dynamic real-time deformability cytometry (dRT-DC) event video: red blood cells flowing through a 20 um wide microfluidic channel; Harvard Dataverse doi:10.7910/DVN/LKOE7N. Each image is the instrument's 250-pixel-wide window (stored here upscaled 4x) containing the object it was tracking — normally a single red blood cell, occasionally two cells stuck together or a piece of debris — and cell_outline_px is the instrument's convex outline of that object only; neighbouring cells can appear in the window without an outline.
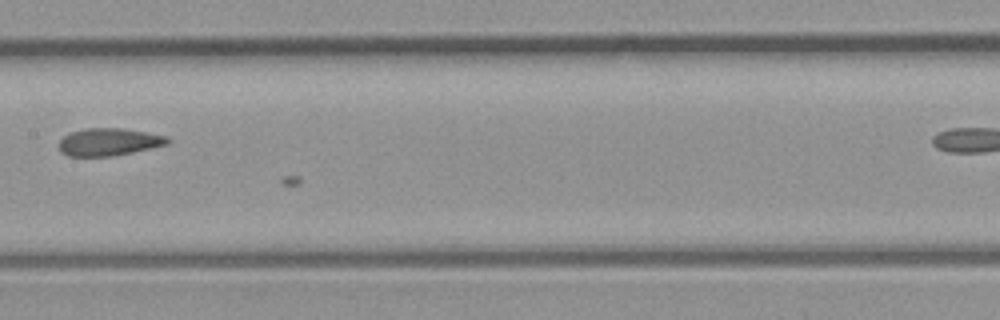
{"species": "common noctule bat (a hibernating species)", "species_latin": "Nyctalus noctula", "temperature_condition": "room temperature", "stored_images_in_passage": 36, "camera_frame_rate_fps": 3000, "um_per_image_px": 0.085, "animal": {"sex": "male", "body_mass_g": 23.1, "forearm_length_mm": 52.7}, "frame": {"image": 1, "passage_image": 14, "time_ms": 4.333, "image_size_px": [1000, 320], "cell_outline_px": [[172, 140], [168, 144], [132, 152], [112, 156], [68, 156], [60, 152], [60, 140], [64, 136], [72, 132], [84, 128], [120, 128], [144, 132], [164, 136]], "centroid_in_image_um": [9.23, 12.07], "position_along_channel_um": 198.2, "area_um2": 17.17}}
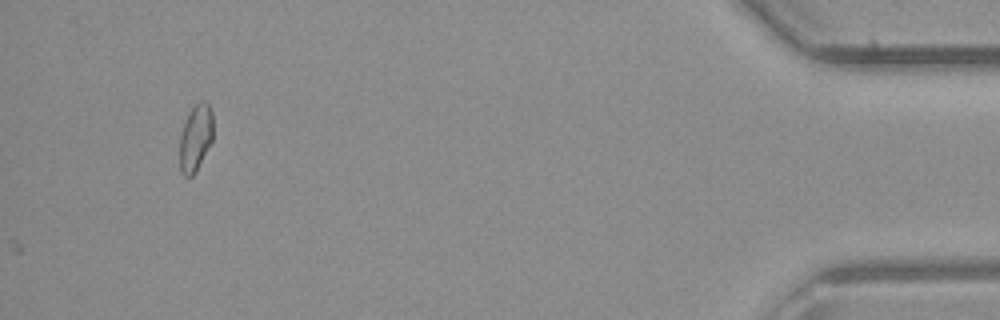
{"frame": {"image": 2, "passage_image": 36, "time_ms": 11.667, "image_size_px": [1000, 320], "cell_outline_px": [[212, 140], [196, 172], [192, 176], [184, 176], [180, 172], [180, 132], [184, 120], [188, 112], [196, 104], [204, 100], [208, 100], [212, 112]], "centroid_in_image_um": [16.61, 11.69], "position_along_channel_um": 418.6, "area_um2": 13.18}}